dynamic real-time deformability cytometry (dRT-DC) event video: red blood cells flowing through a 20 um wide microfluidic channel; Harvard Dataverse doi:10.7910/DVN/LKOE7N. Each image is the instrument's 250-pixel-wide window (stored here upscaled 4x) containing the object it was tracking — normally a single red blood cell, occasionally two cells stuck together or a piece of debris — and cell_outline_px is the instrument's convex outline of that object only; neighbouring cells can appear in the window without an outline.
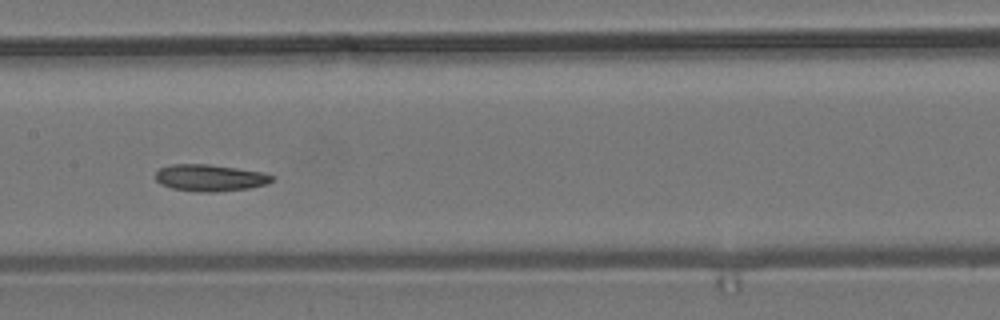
{"species": "common noctule bat (a hibernating species)", "species_latin": "Nyctalus noctula", "temperature_condition": "room temperature", "stored_images_in_passage": 9, "camera_frame_rate_fps": 3000, "um_per_image_px": 0.085, "animal": {"sex": "male", "body_mass_g": 19.2, "forearm_length_mm": 51.8}, "frame": {"image": 1, "passage_image": 6, "time_ms": 5.667, "image_size_px": [1000, 320], "cell_outline_px": [[276, 176], [268, 184], [248, 188], [216, 192], [200, 192], [172, 188], [160, 184], [156, 180], [156, 172], [160, 168], [172, 164], [208, 164], [264, 172]], "centroid_in_image_um": [17.87, 15.11], "position_along_channel_um": 189.5, "area_um2": 18.21}}
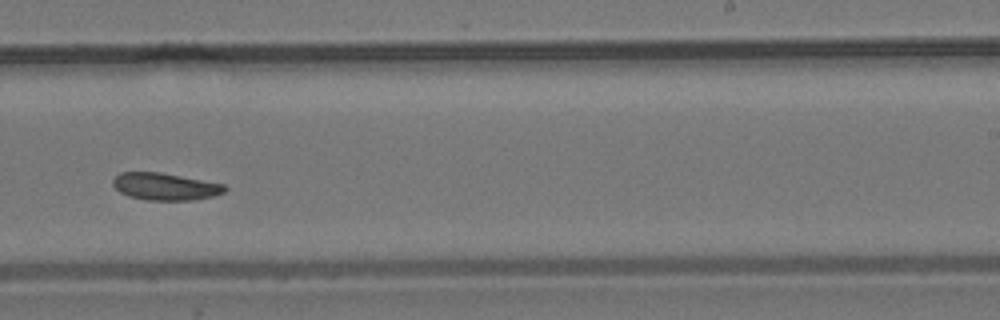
{"frame": {"image": 2, "passage_image": 8, "time_ms": 8.0, "image_size_px": [1000, 320], "cell_outline_px": [[228, 188], [224, 192], [212, 196], [192, 200], [148, 200], [128, 196], [120, 192], [112, 184], [112, 180], [120, 172], [160, 172], [224, 184]], "centroid_in_image_um": [14.02, 15.85], "position_along_channel_um": 275.0, "area_um2": 17.63}}
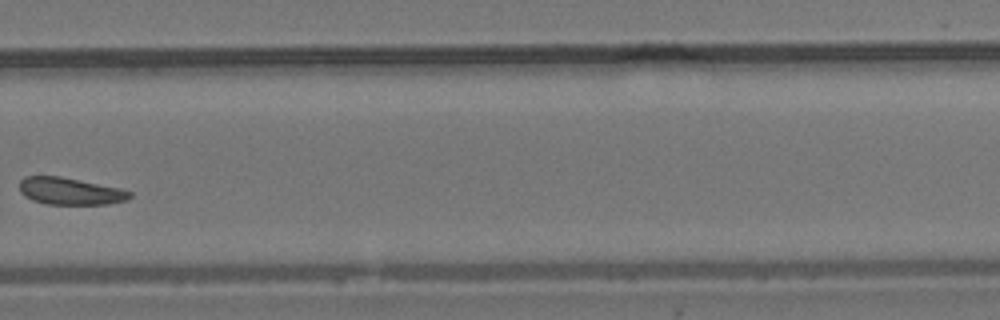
{"frame": {"image": 3, "passage_image": 9, "time_ms": 9.333, "image_size_px": [1000, 320], "cell_outline_px": [[132, 196], [128, 200], [108, 204], [48, 204], [32, 200], [24, 196], [20, 192], [20, 180], [24, 176], [60, 176], [120, 188], [132, 192]], "centroid_in_image_um": [5.97, 16.25], "position_along_channel_um": 323.8, "area_um2": 17.46}}